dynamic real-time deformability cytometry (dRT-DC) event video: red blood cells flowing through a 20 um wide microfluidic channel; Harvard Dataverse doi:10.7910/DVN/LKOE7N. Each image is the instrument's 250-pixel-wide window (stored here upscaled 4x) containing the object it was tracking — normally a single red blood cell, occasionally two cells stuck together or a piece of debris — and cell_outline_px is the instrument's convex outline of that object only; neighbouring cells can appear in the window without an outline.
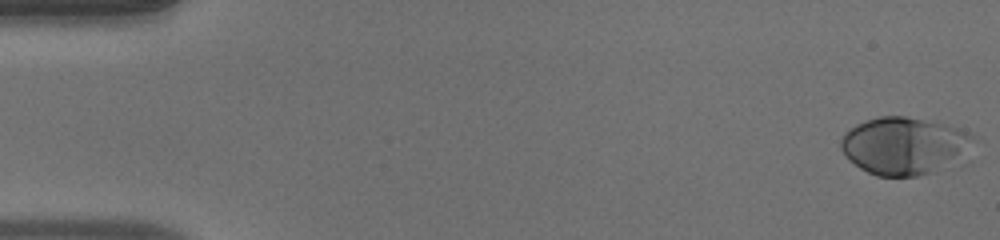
{"species": "human", "species_latin": "Homo sapiens", "temperature_condition": "warm", "stored_images_in_passage": 52, "camera_frame_rate_fps": 3000, "um_per_image_px": 0.085, "donor": {"sex": "male"}, "frame": {"image": 1, "passage_image": 1, "time_ms": 0.0, "image_size_px": [1000, 240], "cell_outline_px": [[976, 140], [968, 164], [916, 176], [876, 176], [860, 168], [848, 160], [840, 148], [840, 140], [844, 132], [848, 128], [856, 124], [880, 116], [904, 116], [936, 120], [948, 124], [968, 132], [976, 136]], "centroid_in_image_um": [77.03, 12.41], "position_along_channel_um": 8.0, "area_um2": 46.53}}
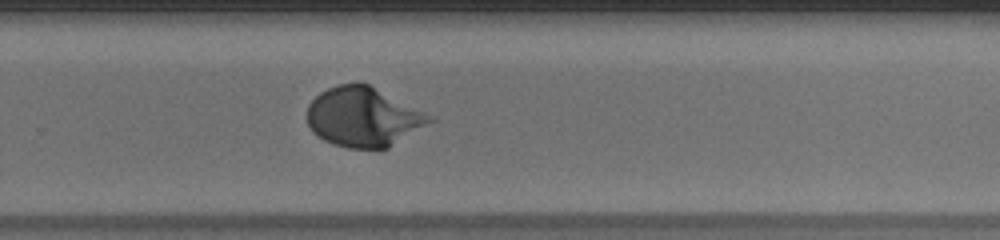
{"frame": {"image": 2, "passage_image": 35, "time_ms": 11.333, "image_size_px": [1000, 240], "cell_outline_px": [[436, 120], [388, 148], [348, 148], [332, 144], [324, 140], [312, 132], [308, 124], [308, 104], [320, 92], [328, 88], [340, 84], [368, 84], [436, 116]], "centroid_in_image_um": [30.93, 9.95], "position_along_channel_um": 298.9, "area_um2": 42.54}}
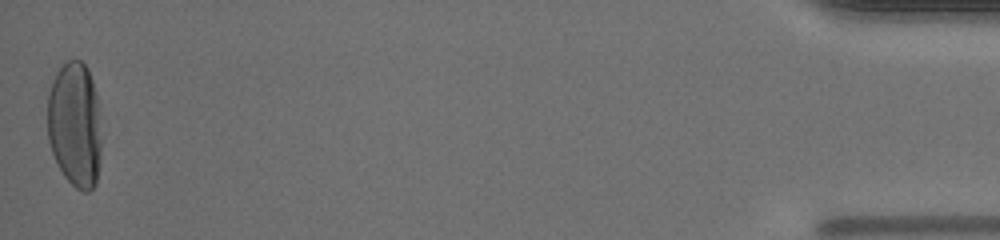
{"frame": {"image": 3, "passage_image": 52, "time_ms": 17.0, "image_size_px": [1000, 240], "cell_outline_px": [[100, 148], [96, 184], [88, 192], [84, 192], [76, 188], [64, 176], [52, 152], [48, 140], [48, 92], [52, 80], [56, 72], [68, 60], [80, 60], [88, 68], [96, 92], [100, 140]], "centroid_in_image_um": [6.34, 10.58], "position_along_channel_um": 428.9, "area_um2": 39.13}, "authors_computed_cell_mechanics": {"area_um2": 40.7201, "velocity_mm_per_s": 3.9285, "shape_relaxation_time_tau1_ms": 3.2179, "shape_relaxation_time_tau2_ms": null, "deformation_change_tau1": 0.2037, "deformation_change_tau2": null}}